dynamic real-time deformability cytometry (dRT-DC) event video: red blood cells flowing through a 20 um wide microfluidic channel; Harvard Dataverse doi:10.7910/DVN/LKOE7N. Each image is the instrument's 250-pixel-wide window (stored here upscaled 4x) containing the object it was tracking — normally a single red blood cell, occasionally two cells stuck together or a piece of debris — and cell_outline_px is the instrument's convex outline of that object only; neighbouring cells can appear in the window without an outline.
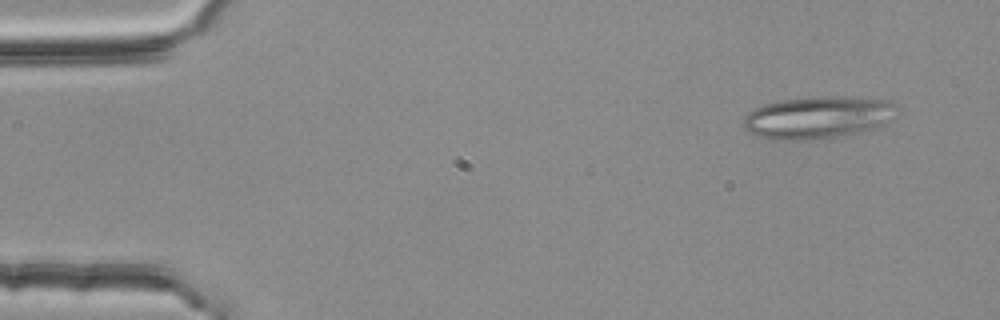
{"species": "common noctule bat (a hibernating species)", "species_latin": "Nyctalus noctula", "temperature_condition": "room temperature", "stored_images_in_passage": 53, "segment_of_instrument_passage": [1, 2], "camera_frame_rate_fps": 3000, "um_per_image_px": 0.085, "animal": {"sex": "female", "body_mass_g": 25.1}, "frame": {"image": 1, "passage_image": 4, "time_ms": 1.0, "image_size_px": [1000, 320], "cell_outline_px": [[896, 116], [888, 124], [856, 132], [836, 136], [804, 140], [784, 140], [760, 136], [748, 132], [744, 128], [744, 116], [748, 112], [764, 104], [780, 100], [812, 96], [852, 96], [884, 100], [892, 104]], "centroid_in_image_um": [69.5, 9.96], "position_along_channel_um": 15.5, "area_um2": 37.63}}